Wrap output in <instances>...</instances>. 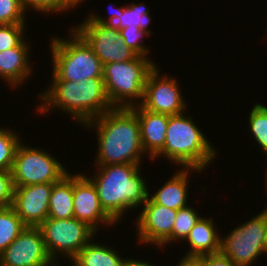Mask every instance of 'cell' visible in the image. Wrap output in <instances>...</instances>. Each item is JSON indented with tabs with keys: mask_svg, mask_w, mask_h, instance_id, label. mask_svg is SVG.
<instances>
[{
	"mask_svg": "<svg viewBox=\"0 0 267 266\" xmlns=\"http://www.w3.org/2000/svg\"><path fill=\"white\" fill-rule=\"evenodd\" d=\"M83 126L97 130L95 165L141 164L145 151L137 114L132 108L113 107Z\"/></svg>",
	"mask_w": 267,
	"mask_h": 266,
	"instance_id": "cell-1",
	"label": "cell"
},
{
	"mask_svg": "<svg viewBox=\"0 0 267 266\" xmlns=\"http://www.w3.org/2000/svg\"><path fill=\"white\" fill-rule=\"evenodd\" d=\"M45 91L38 95L43 103L37 107V112L43 114L54 107L59 108L82 125L113 108L105 92L103 77L79 82L52 80Z\"/></svg>",
	"mask_w": 267,
	"mask_h": 266,
	"instance_id": "cell-2",
	"label": "cell"
},
{
	"mask_svg": "<svg viewBox=\"0 0 267 266\" xmlns=\"http://www.w3.org/2000/svg\"><path fill=\"white\" fill-rule=\"evenodd\" d=\"M141 164H115L96 166L94 177H88L95 185L99 202L105 213L115 222L121 221L126 210L145 203L149 191L141 177Z\"/></svg>",
	"mask_w": 267,
	"mask_h": 266,
	"instance_id": "cell-3",
	"label": "cell"
},
{
	"mask_svg": "<svg viewBox=\"0 0 267 266\" xmlns=\"http://www.w3.org/2000/svg\"><path fill=\"white\" fill-rule=\"evenodd\" d=\"M183 114L169 116L165 144L155 158L164 156L173 164L203 171L217 153L192 117Z\"/></svg>",
	"mask_w": 267,
	"mask_h": 266,
	"instance_id": "cell-4",
	"label": "cell"
},
{
	"mask_svg": "<svg viewBox=\"0 0 267 266\" xmlns=\"http://www.w3.org/2000/svg\"><path fill=\"white\" fill-rule=\"evenodd\" d=\"M70 37L51 40L52 80L79 82L103 77L104 65L92 48L74 29H71Z\"/></svg>",
	"mask_w": 267,
	"mask_h": 266,
	"instance_id": "cell-5",
	"label": "cell"
},
{
	"mask_svg": "<svg viewBox=\"0 0 267 266\" xmlns=\"http://www.w3.org/2000/svg\"><path fill=\"white\" fill-rule=\"evenodd\" d=\"M155 67L152 59L140 55L126 62L105 64L103 81L112 107L131 108L140 105L146 79ZM138 99L141 100L138 102Z\"/></svg>",
	"mask_w": 267,
	"mask_h": 266,
	"instance_id": "cell-6",
	"label": "cell"
},
{
	"mask_svg": "<svg viewBox=\"0 0 267 266\" xmlns=\"http://www.w3.org/2000/svg\"><path fill=\"white\" fill-rule=\"evenodd\" d=\"M38 227L43 234L46 250L55 264H58V254L72 260L87 243L94 240L91 238L96 234L92 227L75 217H47Z\"/></svg>",
	"mask_w": 267,
	"mask_h": 266,
	"instance_id": "cell-7",
	"label": "cell"
},
{
	"mask_svg": "<svg viewBox=\"0 0 267 266\" xmlns=\"http://www.w3.org/2000/svg\"><path fill=\"white\" fill-rule=\"evenodd\" d=\"M62 165L47 151L20 142L11 170L13 186L55 183L68 173Z\"/></svg>",
	"mask_w": 267,
	"mask_h": 266,
	"instance_id": "cell-8",
	"label": "cell"
},
{
	"mask_svg": "<svg viewBox=\"0 0 267 266\" xmlns=\"http://www.w3.org/2000/svg\"><path fill=\"white\" fill-rule=\"evenodd\" d=\"M266 208L221 237L220 252L237 266H250L265 251ZM262 253V254H261Z\"/></svg>",
	"mask_w": 267,
	"mask_h": 266,
	"instance_id": "cell-9",
	"label": "cell"
},
{
	"mask_svg": "<svg viewBox=\"0 0 267 266\" xmlns=\"http://www.w3.org/2000/svg\"><path fill=\"white\" fill-rule=\"evenodd\" d=\"M73 29L87 42L103 65L126 62L138 56L123 44L120 30L112 24H101L87 17Z\"/></svg>",
	"mask_w": 267,
	"mask_h": 266,
	"instance_id": "cell-10",
	"label": "cell"
},
{
	"mask_svg": "<svg viewBox=\"0 0 267 266\" xmlns=\"http://www.w3.org/2000/svg\"><path fill=\"white\" fill-rule=\"evenodd\" d=\"M159 72L156 66L148 74L144 87V97L140 105L148 111L170 116L184 113L186 103L179 84H177L179 82L168 75H161L160 77Z\"/></svg>",
	"mask_w": 267,
	"mask_h": 266,
	"instance_id": "cell-11",
	"label": "cell"
},
{
	"mask_svg": "<svg viewBox=\"0 0 267 266\" xmlns=\"http://www.w3.org/2000/svg\"><path fill=\"white\" fill-rule=\"evenodd\" d=\"M0 266H57L50 258L39 227L27 226L0 254Z\"/></svg>",
	"mask_w": 267,
	"mask_h": 266,
	"instance_id": "cell-12",
	"label": "cell"
},
{
	"mask_svg": "<svg viewBox=\"0 0 267 266\" xmlns=\"http://www.w3.org/2000/svg\"><path fill=\"white\" fill-rule=\"evenodd\" d=\"M143 206L144 208L136 220L138 242L160 247L172 234L177 210L155 203L150 196Z\"/></svg>",
	"mask_w": 267,
	"mask_h": 266,
	"instance_id": "cell-13",
	"label": "cell"
},
{
	"mask_svg": "<svg viewBox=\"0 0 267 266\" xmlns=\"http://www.w3.org/2000/svg\"><path fill=\"white\" fill-rule=\"evenodd\" d=\"M53 183L14 186L12 207L21 220L30 227H38L49 212Z\"/></svg>",
	"mask_w": 267,
	"mask_h": 266,
	"instance_id": "cell-14",
	"label": "cell"
},
{
	"mask_svg": "<svg viewBox=\"0 0 267 266\" xmlns=\"http://www.w3.org/2000/svg\"><path fill=\"white\" fill-rule=\"evenodd\" d=\"M73 208L74 217L97 232L100 224L115 225L102 209L95 185L84 173L73 175Z\"/></svg>",
	"mask_w": 267,
	"mask_h": 266,
	"instance_id": "cell-15",
	"label": "cell"
},
{
	"mask_svg": "<svg viewBox=\"0 0 267 266\" xmlns=\"http://www.w3.org/2000/svg\"><path fill=\"white\" fill-rule=\"evenodd\" d=\"M131 108L137 114L140 124L141 143L145 154L148 153V157L154 160L163 150L170 115L148 111L141 105Z\"/></svg>",
	"mask_w": 267,
	"mask_h": 266,
	"instance_id": "cell-16",
	"label": "cell"
},
{
	"mask_svg": "<svg viewBox=\"0 0 267 266\" xmlns=\"http://www.w3.org/2000/svg\"><path fill=\"white\" fill-rule=\"evenodd\" d=\"M29 43L23 40L17 47L0 52V78L13 88L22 85V82L33 73L29 64Z\"/></svg>",
	"mask_w": 267,
	"mask_h": 266,
	"instance_id": "cell-17",
	"label": "cell"
},
{
	"mask_svg": "<svg viewBox=\"0 0 267 266\" xmlns=\"http://www.w3.org/2000/svg\"><path fill=\"white\" fill-rule=\"evenodd\" d=\"M216 224L210 217H200L190 230L187 241L191 249L183 258H198L203 255L216 254L221 249V236L216 231ZM220 236V237H219Z\"/></svg>",
	"mask_w": 267,
	"mask_h": 266,
	"instance_id": "cell-18",
	"label": "cell"
},
{
	"mask_svg": "<svg viewBox=\"0 0 267 266\" xmlns=\"http://www.w3.org/2000/svg\"><path fill=\"white\" fill-rule=\"evenodd\" d=\"M200 172L201 170L195 168H182L173 174V177L168 180L164 185H162L156 193L150 198L157 204H161L167 208L174 210H179L181 208L187 207V195L189 189L188 183L190 177V171Z\"/></svg>",
	"mask_w": 267,
	"mask_h": 266,
	"instance_id": "cell-19",
	"label": "cell"
},
{
	"mask_svg": "<svg viewBox=\"0 0 267 266\" xmlns=\"http://www.w3.org/2000/svg\"><path fill=\"white\" fill-rule=\"evenodd\" d=\"M73 217V175L68 172L59 181L53 183L48 218L68 219Z\"/></svg>",
	"mask_w": 267,
	"mask_h": 266,
	"instance_id": "cell-20",
	"label": "cell"
},
{
	"mask_svg": "<svg viewBox=\"0 0 267 266\" xmlns=\"http://www.w3.org/2000/svg\"><path fill=\"white\" fill-rule=\"evenodd\" d=\"M70 262L71 266H124L125 259L109 246L90 241Z\"/></svg>",
	"mask_w": 267,
	"mask_h": 266,
	"instance_id": "cell-21",
	"label": "cell"
},
{
	"mask_svg": "<svg viewBox=\"0 0 267 266\" xmlns=\"http://www.w3.org/2000/svg\"><path fill=\"white\" fill-rule=\"evenodd\" d=\"M26 227L12 206L0 207V254Z\"/></svg>",
	"mask_w": 267,
	"mask_h": 266,
	"instance_id": "cell-22",
	"label": "cell"
},
{
	"mask_svg": "<svg viewBox=\"0 0 267 266\" xmlns=\"http://www.w3.org/2000/svg\"><path fill=\"white\" fill-rule=\"evenodd\" d=\"M149 11L150 9L141 3H131L130 5L120 7L118 19L112 25L116 26L119 30L134 25L151 34L150 29H148L149 22L151 21Z\"/></svg>",
	"mask_w": 267,
	"mask_h": 266,
	"instance_id": "cell-23",
	"label": "cell"
},
{
	"mask_svg": "<svg viewBox=\"0 0 267 266\" xmlns=\"http://www.w3.org/2000/svg\"><path fill=\"white\" fill-rule=\"evenodd\" d=\"M197 211L187 206L177 210V216L175 219V224L173 225V230L171 236L161 245V247L167 246L168 243L178 241H183L189 235L190 230L194 227L195 223L200 218V215L196 213Z\"/></svg>",
	"mask_w": 267,
	"mask_h": 266,
	"instance_id": "cell-24",
	"label": "cell"
},
{
	"mask_svg": "<svg viewBox=\"0 0 267 266\" xmlns=\"http://www.w3.org/2000/svg\"><path fill=\"white\" fill-rule=\"evenodd\" d=\"M248 119L251 133L267 157V107L255 104Z\"/></svg>",
	"mask_w": 267,
	"mask_h": 266,
	"instance_id": "cell-25",
	"label": "cell"
},
{
	"mask_svg": "<svg viewBox=\"0 0 267 266\" xmlns=\"http://www.w3.org/2000/svg\"><path fill=\"white\" fill-rule=\"evenodd\" d=\"M14 131L0 128V170H12L14 156L20 138Z\"/></svg>",
	"mask_w": 267,
	"mask_h": 266,
	"instance_id": "cell-26",
	"label": "cell"
},
{
	"mask_svg": "<svg viewBox=\"0 0 267 266\" xmlns=\"http://www.w3.org/2000/svg\"><path fill=\"white\" fill-rule=\"evenodd\" d=\"M22 0H0V24H26Z\"/></svg>",
	"mask_w": 267,
	"mask_h": 266,
	"instance_id": "cell-27",
	"label": "cell"
},
{
	"mask_svg": "<svg viewBox=\"0 0 267 266\" xmlns=\"http://www.w3.org/2000/svg\"><path fill=\"white\" fill-rule=\"evenodd\" d=\"M25 27L24 24H0V52L17 47L24 40Z\"/></svg>",
	"mask_w": 267,
	"mask_h": 266,
	"instance_id": "cell-28",
	"label": "cell"
},
{
	"mask_svg": "<svg viewBox=\"0 0 267 266\" xmlns=\"http://www.w3.org/2000/svg\"><path fill=\"white\" fill-rule=\"evenodd\" d=\"M145 35L148 36L150 34L134 25L120 29V36L122 38L123 44L131 48L138 55L148 57L147 55L149 49L145 47L143 43H141L142 38H144Z\"/></svg>",
	"mask_w": 267,
	"mask_h": 266,
	"instance_id": "cell-29",
	"label": "cell"
},
{
	"mask_svg": "<svg viewBox=\"0 0 267 266\" xmlns=\"http://www.w3.org/2000/svg\"><path fill=\"white\" fill-rule=\"evenodd\" d=\"M13 189L11 170H0V207L12 205Z\"/></svg>",
	"mask_w": 267,
	"mask_h": 266,
	"instance_id": "cell-30",
	"label": "cell"
},
{
	"mask_svg": "<svg viewBox=\"0 0 267 266\" xmlns=\"http://www.w3.org/2000/svg\"><path fill=\"white\" fill-rule=\"evenodd\" d=\"M25 10L35 9L36 12L40 11L44 14L47 12H61L62 13V0H22Z\"/></svg>",
	"mask_w": 267,
	"mask_h": 266,
	"instance_id": "cell-31",
	"label": "cell"
},
{
	"mask_svg": "<svg viewBox=\"0 0 267 266\" xmlns=\"http://www.w3.org/2000/svg\"><path fill=\"white\" fill-rule=\"evenodd\" d=\"M201 266H237L232 260L221 252L216 254L203 255L197 258Z\"/></svg>",
	"mask_w": 267,
	"mask_h": 266,
	"instance_id": "cell-32",
	"label": "cell"
},
{
	"mask_svg": "<svg viewBox=\"0 0 267 266\" xmlns=\"http://www.w3.org/2000/svg\"><path fill=\"white\" fill-rule=\"evenodd\" d=\"M115 10H114L113 14H110L109 19L108 18L104 19L101 16L99 17L98 15L94 14V12L92 14H89L90 16L88 15V17L94 22H98V23H101V24H110L111 25L118 19V15L120 14V7L117 6V9H115Z\"/></svg>",
	"mask_w": 267,
	"mask_h": 266,
	"instance_id": "cell-33",
	"label": "cell"
},
{
	"mask_svg": "<svg viewBox=\"0 0 267 266\" xmlns=\"http://www.w3.org/2000/svg\"><path fill=\"white\" fill-rule=\"evenodd\" d=\"M84 0H62V12L71 10L72 8L78 6Z\"/></svg>",
	"mask_w": 267,
	"mask_h": 266,
	"instance_id": "cell-34",
	"label": "cell"
},
{
	"mask_svg": "<svg viewBox=\"0 0 267 266\" xmlns=\"http://www.w3.org/2000/svg\"><path fill=\"white\" fill-rule=\"evenodd\" d=\"M124 266H155L147 261L136 260L133 258L125 259Z\"/></svg>",
	"mask_w": 267,
	"mask_h": 266,
	"instance_id": "cell-35",
	"label": "cell"
},
{
	"mask_svg": "<svg viewBox=\"0 0 267 266\" xmlns=\"http://www.w3.org/2000/svg\"><path fill=\"white\" fill-rule=\"evenodd\" d=\"M180 263L177 266H201L200 261L197 258H181Z\"/></svg>",
	"mask_w": 267,
	"mask_h": 266,
	"instance_id": "cell-36",
	"label": "cell"
},
{
	"mask_svg": "<svg viewBox=\"0 0 267 266\" xmlns=\"http://www.w3.org/2000/svg\"><path fill=\"white\" fill-rule=\"evenodd\" d=\"M265 251H266V254H267V208H266V231H265Z\"/></svg>",
	"mask_w": 267,
	"mask_h": 266,
	"instance_id": "cell-37",
	"label": "cell"
}]
</instances>
